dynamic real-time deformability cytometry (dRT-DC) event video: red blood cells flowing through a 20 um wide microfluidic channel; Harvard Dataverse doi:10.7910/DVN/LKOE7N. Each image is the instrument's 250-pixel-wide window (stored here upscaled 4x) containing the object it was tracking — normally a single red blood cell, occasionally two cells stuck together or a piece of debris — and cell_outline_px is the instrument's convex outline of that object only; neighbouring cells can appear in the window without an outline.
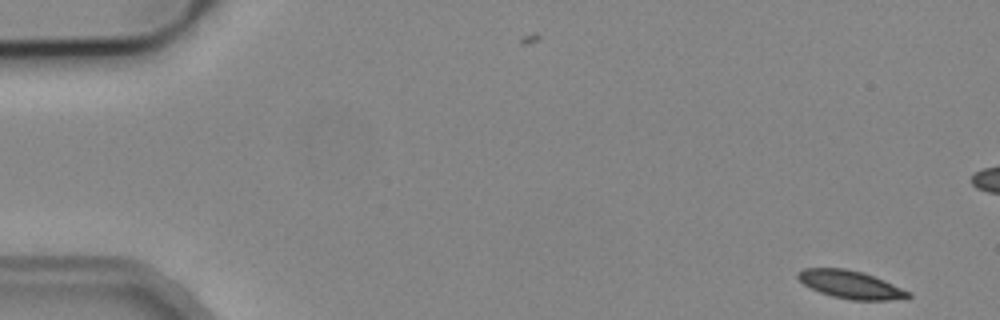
{"species": "common noctule bat (a hibernating species)", "species_latin": "Nyctalus noctula", "temperature_condition": "cold", "stored_images_in_passage": 52, "camera_frame_rate_fps": 3000, "um_per_image_px": 0.085, "animal": {"sex": "male", "body_mass_g": 19.2, "forearm_length_mm": 51.8}, "frame": {"image": 1, "passage_image": 1, "time_ms": 0.0, "image_size_px": [1000, 320], "cell_outline_px": [[912, 296], [888, 300], [852, 300], [832, 296], [820, 292], [804, 284], [796, 276], [796, 272], [804, 268], [844, 268], [860, 272], [884, 280], [912, 292]], "centroid_in_image_um": [72.29, 24.18], "position_along_channel_um": 12.7, "area_um2": 17.74}}
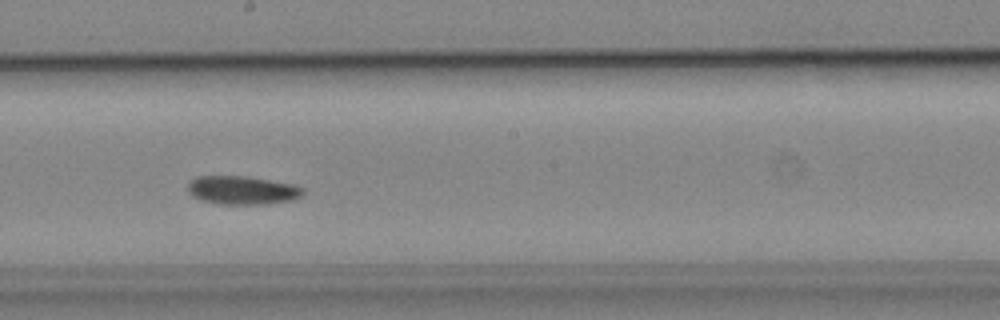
{"frame": {"image": 2, "passage_image": 28, "time_ms": 9.0, "image_size_px": [1000, 320], "cell_outline_px": [[304, 192], [300, 196], [292, 200], [264, 204], [220, 204], [200, 200], [192, 196], [188, 192], [188, 184], [196, 176], [248, 176], [292, 184], [304, 188]], "centroid_in_image_um": [20.57, 16.16], "position_along_channel_um": 227.6, "area_um2": 19.13}}
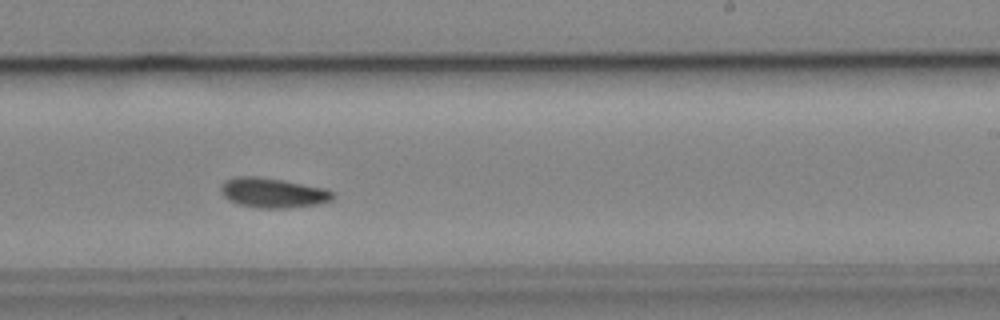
{"frame": {"image": 3, "passage_image": 31, "time_ms": 10.0, "image_size_px": [1000, 320], "cell_outline_px": [[336, 196], [332, 200], [316, 204], [288, 208], [264, 208], [240, 204], [228, 200], [220, 192], [220, 188], [224, 180], [236, 176], [260, 176], [284, 180], [328, 188], [336, 192]], "centroid_in_image_um": [23.24, 16.37], "position_along_channel_um": 265.8, "area_um2": 19.77}, "authors_computed_cell_mechanics": {"area_um2": 18.6405, "velocity_mm_per_s": 3.8475, "shape_relaxation_time_tau1_ms": 7.9492, "shape_relaxation_time_tau2_ms": null, "deformation_change_tau1": 0.1242, "deformation_change_tau2": null}}